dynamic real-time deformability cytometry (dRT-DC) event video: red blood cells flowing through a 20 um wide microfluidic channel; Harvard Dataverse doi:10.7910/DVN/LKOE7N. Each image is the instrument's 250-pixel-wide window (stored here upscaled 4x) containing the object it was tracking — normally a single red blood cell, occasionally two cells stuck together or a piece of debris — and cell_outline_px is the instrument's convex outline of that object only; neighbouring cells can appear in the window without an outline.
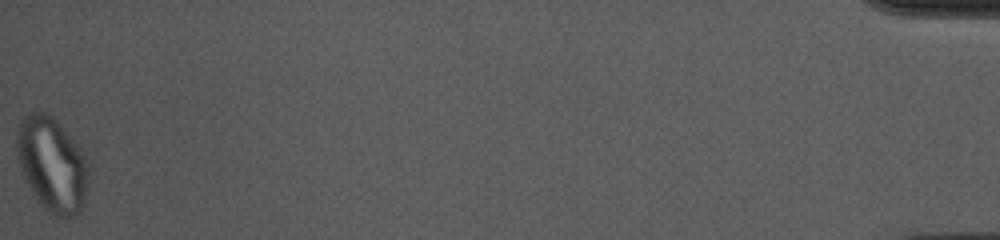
{"species": "common noctule bat (a hibernating species)", "species_latin": "Nyctalus noctula", "temperature_condition": "cold", "stored_images_in_passage": 42, "segment_of_instrument_passage": [2, 2], "camera_frame_rate_fps": 3000, "um_per_image_px": 0.085, "animal": {"sex": "female", "body_mass_g": 10.0, "forearm_length_mm": 53.1}, "frame": {"image": 1, "passage_image": 42, "time_ms": 13.667, "image_size_px": [1000, 240], "cell_outline_px": [[88, 184], [84, 204], [80, 212], [72, 216], [56, 216], [48, 212], [36, 200], [24, 180], [20, 168], [16, 148], [16, 132], [20, 120], [28, 112], [44, 112], [56, 120], [64, 128], [80, 148], [88, 164]], "centroid_in_image_um": [4.4, 13.98], "position_along_channel_um": 430.8, "area_um2": 39.77}}